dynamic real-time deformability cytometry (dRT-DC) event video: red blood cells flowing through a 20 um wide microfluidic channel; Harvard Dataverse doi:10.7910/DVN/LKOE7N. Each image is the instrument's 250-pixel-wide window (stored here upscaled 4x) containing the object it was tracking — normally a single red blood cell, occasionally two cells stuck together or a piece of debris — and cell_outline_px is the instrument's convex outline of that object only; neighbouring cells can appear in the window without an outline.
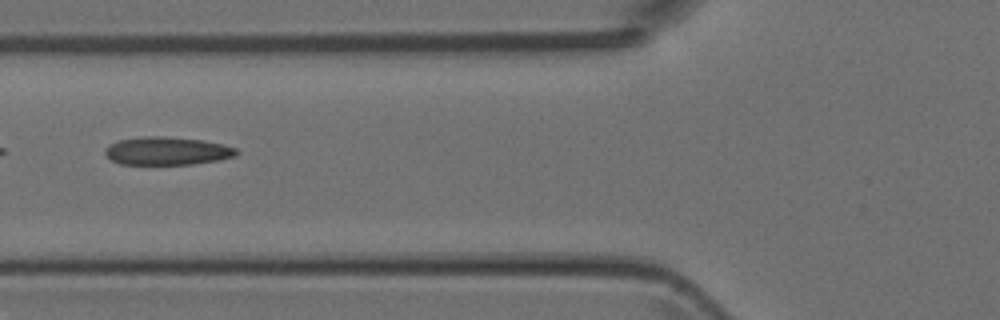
{"species": "Egyptian fruit bat (a non-hibernating species)", "species_latin": "Rousettus aegyptiacus", "temperature_condition": "room temperature", "stored_images_in_passage": 6, "camera_frame_rate_fps": 3000, "um_per_image_px": 0.085, "animal": {"sex": "female"}, "frame": {"image": 1, "passage_image": 4, "time_ms": 3.667, "image_size_px": [1000, 320], "cell_outline_px": [[240, 152], [236, 156], [216, 160], [192, 164], [120, 164], [112, 160], [104, 152], [104, 148], [108, 144], [120, 140], [144, 136], [164, 136], [200, 140], [220, 144], [236, 148]], "centroid_in_image_um": [14.17, 12.83], "position_along_channel_um": 111.6, "area_um2": 21.33}}
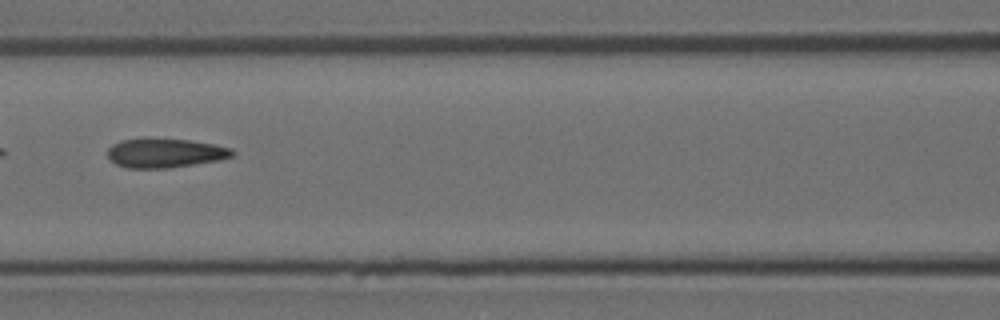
{"frame": {"image": 2, "passage_image": 5, "time_ms": 4.667, "image_size_px": [1000, 320], "cell_outline_px": [[236, 152], [232, 156], [220, 160], [168, 168], [128, 168], [116, 164], [108, 156], [108, 148], [112, 144], [120, 140], [144, 136], [188, 140], [212, 144], [232, 148]], "centroid_in_image_um": [14.0, 12.97], "position_along_channel_um": 152.6, "area_um2": 21.68}}
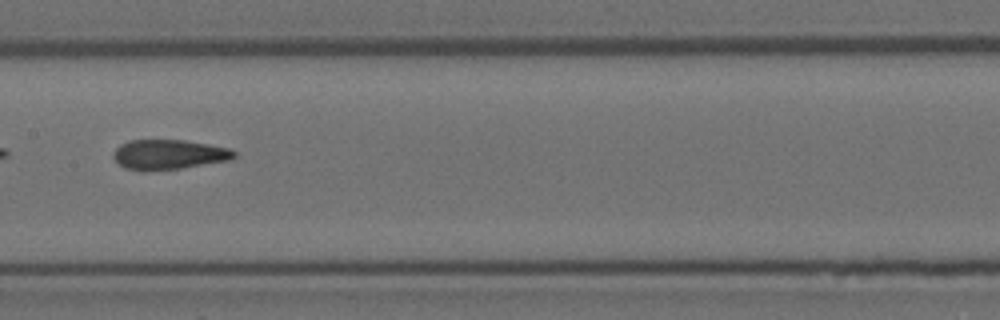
{"frame": {"image": 3, "passage_image": 6, "time_ms": 5.667, "image_size_px": [1000, 320], "cell_outline_px": [[236, 156], [232, 160], [180, 168], [144, 172], [124, 168], [112, 156], [116, 148], [120, 144], [128, 140], [184, 140], [208, 144], [228, 148], [236, 152]], "centroid_in_image_um": [14.33, 13.14], "position_along_channel_um": 193.1, "area_um2": 21.15}}